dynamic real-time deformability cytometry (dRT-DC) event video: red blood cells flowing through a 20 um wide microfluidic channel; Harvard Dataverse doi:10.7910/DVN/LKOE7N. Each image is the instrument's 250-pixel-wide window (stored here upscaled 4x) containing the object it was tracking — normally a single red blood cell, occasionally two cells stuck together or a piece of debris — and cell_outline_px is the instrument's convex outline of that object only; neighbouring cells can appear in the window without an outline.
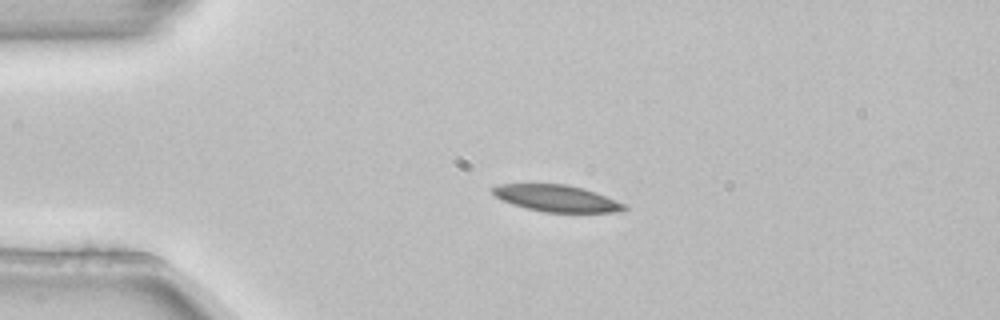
{"species": "common noctule bat (a hibernating species)", "species_latin": "Nyctalus noctula", "temperature_condition": "room temperature", "stored_images_in_passage": 4, "camera_frame_rate_fps": 3000, "um_per_image_px": 0.085, "animal": {"sex": "female", "body_mass_g": 22.7, "forearm_length_mm": 54.2}, "frame": {"image": 1, "passage_image": 3, "time_ms": 0.667, "image_size_px": [1000, 320], "cell_outline_px": [[628, 208], [620, 212], [544, 212], [512, 204], [496, 196], [492, 192], [492, 188], [500, 184], [568, 184], [584, 188], [596, 192], [624, 204]], "centroid_in_image_um": [47.34, 16.85], "position_along_channel_um": 37.7, "area_um2": 20.23}}